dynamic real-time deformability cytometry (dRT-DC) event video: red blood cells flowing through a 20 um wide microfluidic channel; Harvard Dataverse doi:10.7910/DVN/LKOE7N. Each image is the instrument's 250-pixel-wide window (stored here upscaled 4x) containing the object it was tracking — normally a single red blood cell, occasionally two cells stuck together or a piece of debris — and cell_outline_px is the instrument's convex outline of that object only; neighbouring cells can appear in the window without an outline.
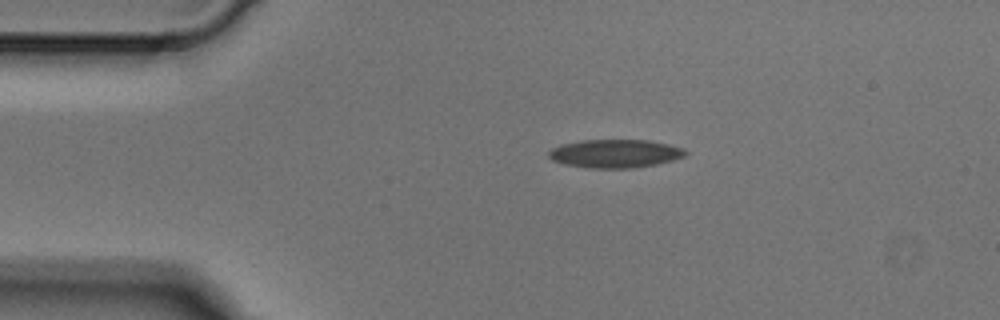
{"species": "Egyptian fruit bat (a non-hibernating species)", "species_latin": "Rousettus aegyptiacus", "temperature_condition": "cold", "stored_images_in_passage": 2, "camera_frame_rate_fps": 3000, "um_per_image_px": 0.085, "animal": {"sex": "male"}, "frame": {"image": 1, "passage_image": 1, "time_ms": 0.0, "image_size_px": [1000, 320], "cell_outline_px": [[688, 152], [684, 156], [672, 160], [656, 164], [632, 168], [588, 168], [568, 164], [552, 160], [548, 156], [548, 152], [552, 148], [560, 144], [580, 140], [648, 140], [668, 144], [684, 148]], "centroid_in_image_um": [52.28, 13.04], "position_along_channel_um": 32.7, "area_um2": 22.54}}